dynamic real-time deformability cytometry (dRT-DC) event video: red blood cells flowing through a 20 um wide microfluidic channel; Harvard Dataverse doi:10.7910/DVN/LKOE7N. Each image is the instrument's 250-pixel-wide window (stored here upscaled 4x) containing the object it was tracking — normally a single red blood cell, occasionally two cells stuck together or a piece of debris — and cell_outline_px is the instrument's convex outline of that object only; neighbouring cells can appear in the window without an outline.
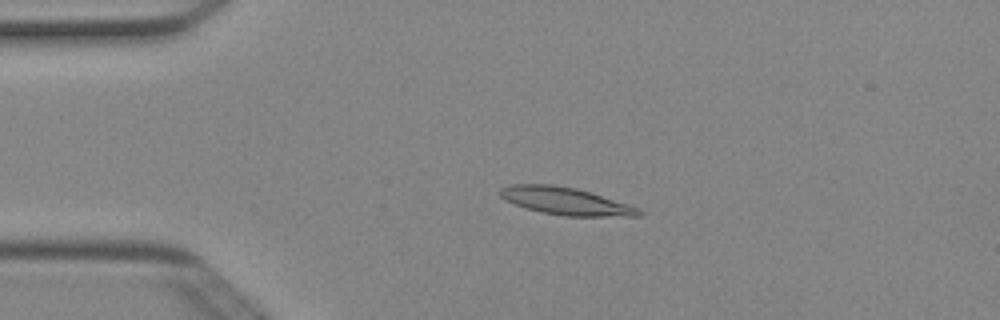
{"species": "Egyptian fruit bat (a non-hibernating species)", "species_latin": "Rousettus aegyptiacus", "temperature_condition": "cold", "stored_images_in_passage": 49, "camera_frame_rate_fps": 3000, "um_per_image_px": 0.085, "animal": {"sex": "female"}, "frame": {"image": 1, "passage_image": 10, "time_ms": 3.0, "image_size_px": [1000, 320], "cell_outline_px": [[644, 212], [640, 216], [564, 216], [544, 212], [528, 208], [504, 200], [500, 196], [500, 188], [512, 184], [552, 184], [576, 188], [628, 204], [640, 208]], "centroid_in_image_um": [48.09, 17.09], "position_along_channel_um": 36.9, "area_um2": 21.96}}
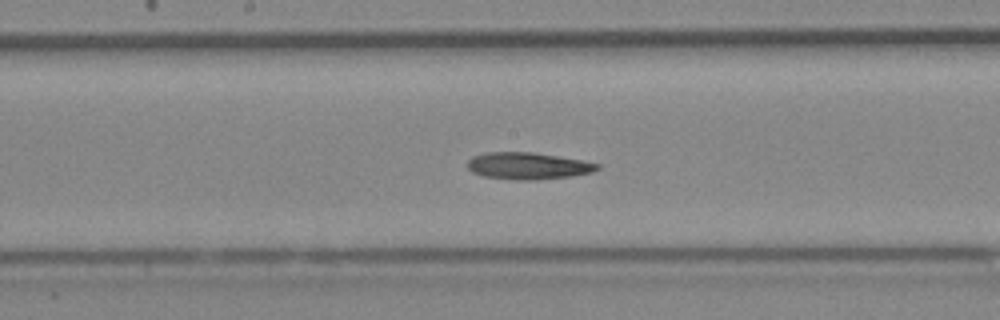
{"frame": {"image": 2, "passage_image": 25, "time_ms": 8.0, "image_size_px": [1000, 320], "cell_outline_px": [[600, 168], [592, 172], [572, 176], [536, 180], [516, 180], [484, 176], [472, 172], [468, 168], [468, 160], [472, 156], [484, 152], [532, 152], [580, 160], [600, 164]], "centroid_in_image_um": [44.85, 14.1], "position_along_channel_um": 203.3, "area_um2": 20.29}}
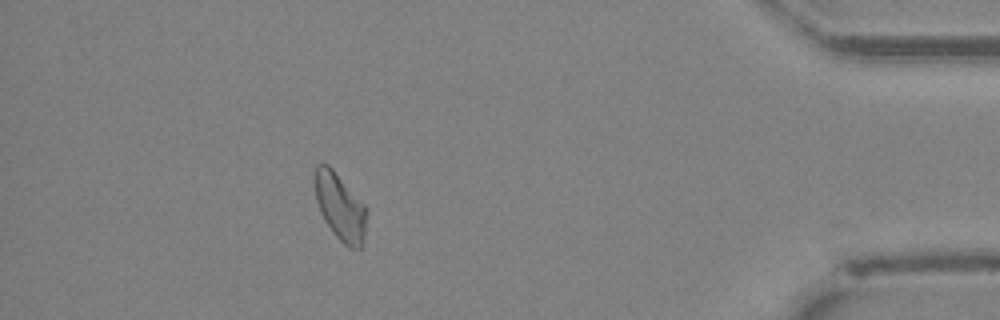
{"frame": {"image": 3, "passage_image": 44, "time_ms": 14.333, "image_size_px": [1000, 320], "cell_outline_px": [[368, 208], [364, 236], [360, 248], [348, 248], [332, 232], [324, 220], [320, 212], [316, 200], [312, 180], [316, 164], [328, 164], [332, 168]], "centroid_in_image_um": [28.88, 17.55], "position_along_channel_um": 406.3, "area_um2": 20.52}, "authors_computed_cell_mechanics": {"area_um2": 20.4612, "velocity_mm_per_s": 3.9989, "shape_relaxation_time_tau1_ms": null, "shape_relaxation_time_tau2_ms": 6.8057, "deformation_change_tau1": null, "deformation_change_tau2": 0.1292}}